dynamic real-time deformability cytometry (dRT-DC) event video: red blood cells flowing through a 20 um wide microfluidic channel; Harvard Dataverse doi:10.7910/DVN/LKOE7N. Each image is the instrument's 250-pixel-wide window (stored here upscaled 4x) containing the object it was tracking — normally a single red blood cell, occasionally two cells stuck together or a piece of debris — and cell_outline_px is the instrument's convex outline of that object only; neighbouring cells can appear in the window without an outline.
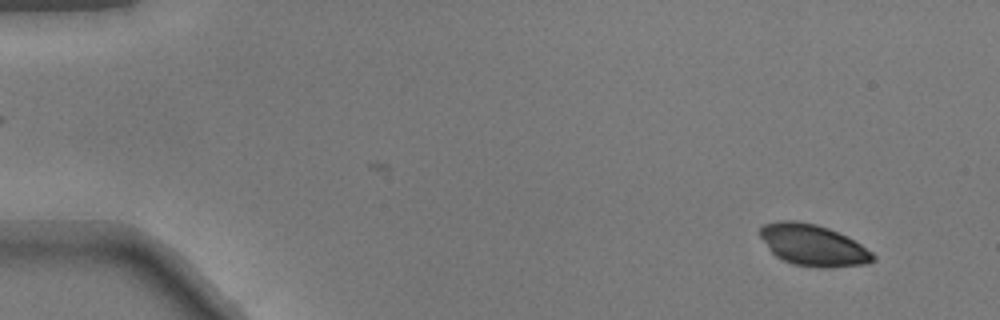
{"species": "common noctule bat (a hibernating species)", "species_latin": "Nyctalus noctula", "temperature_condition": "warm", "stored_images_in_passage": 51, "camera_frame_rate_fps": 3000, "um_per_image_px": 0.085, "animal": {"sex": "male", "body_mass_g": 17.9}, "frame": {"image": 1, "passage_image": 4, "time_ms": 1.0, "image_size_px": [1000, 320], "cell_outline_px": [[876, 260], [868, 264], [824, 268], [792, 264], [776, 256], [768, 248], [760, 236], [760, 228], [764, 224], [780, 220], [796, 220], [816, 224], [828, 228], [848, 236], [872, 252], [876, 256]], "centroid_in_image_um": [69.13, 20.84], "position_along_channel_um": 15.9, "area_um2": 27.34}}
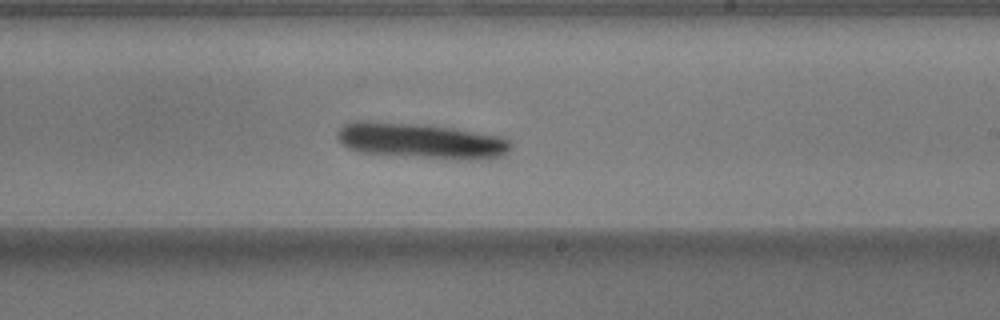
{"frame": {"image": 2, "passage_image": 31, "time_ms": 10.0, "image_size_px": [1000, 320], "cell_outline_px": [[512, 144], [508, 152], [504, 156], [488, 160], [456, 160], [360, 152], [348, 148], [336, 136], [340, 128], [344, 124], [352, 120], [364, 120], [428, 124], [456, 128], [504, 136]], "centroid_in_image_um": [35.86, 11.96], "position_along_channel_um": 253.1, "area_um2": 36.82}}
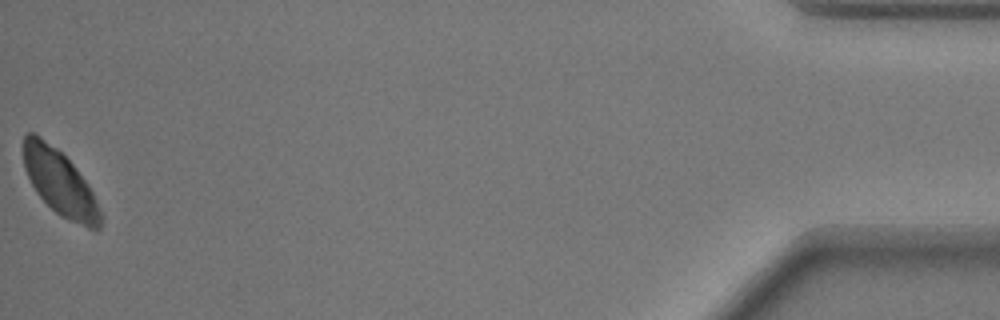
{"frame": {"image": 3, "passage_image": 51, "time_ms": 16.667, "image_size_px": [1000, 320], "cell_outline_px": [[104, 220], [100, 228], [96, 232], [68, 220], [60, 216], [36, 192], [24, 168], [24, 136], [28, 132], [32, 132], [40, 136], [56, 148], [76, 168], [88, 184], [104, 216]], "centroid_in_image_um": [5.14, 15.59], "position_along_channel_um": 430.1, "area_um2": 29.36}}